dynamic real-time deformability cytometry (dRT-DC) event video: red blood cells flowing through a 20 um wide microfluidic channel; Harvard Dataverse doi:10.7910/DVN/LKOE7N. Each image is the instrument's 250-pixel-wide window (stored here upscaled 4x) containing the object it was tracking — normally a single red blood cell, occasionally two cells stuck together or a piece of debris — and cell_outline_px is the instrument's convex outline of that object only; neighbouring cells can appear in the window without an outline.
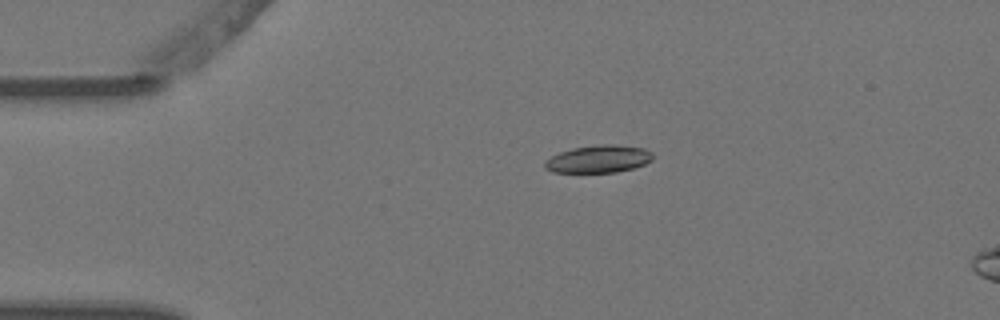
{"species": "Egyptian fruit bat (a non-hibernating species)", "species_latin": "Rousettus aegyptiacus", "temperature_condition": "warm", "stored_images_in_passage": 2, "camera_frame_rate_fps": 3000, "um_per_image_px": 0.085, "animal": {"sex": "female"}, "frame": {"image": 1, "passage_image": 1, "time_ms": 0.0, "image_size_px": [1000, 320], "cell_outline_px": [[652, 160], [644, 164], [632, 168], [616, 172], [552, 172], [544, 168], [544, 164], [552, 156], [560, 152], [572, 148], [600, 144], [612, 144], [644, 148], [652, 152]], "centroid_in_image_um": [50.88, 13.51], "position_along_channel_um": 34.1, "area_um2": 17.17}}